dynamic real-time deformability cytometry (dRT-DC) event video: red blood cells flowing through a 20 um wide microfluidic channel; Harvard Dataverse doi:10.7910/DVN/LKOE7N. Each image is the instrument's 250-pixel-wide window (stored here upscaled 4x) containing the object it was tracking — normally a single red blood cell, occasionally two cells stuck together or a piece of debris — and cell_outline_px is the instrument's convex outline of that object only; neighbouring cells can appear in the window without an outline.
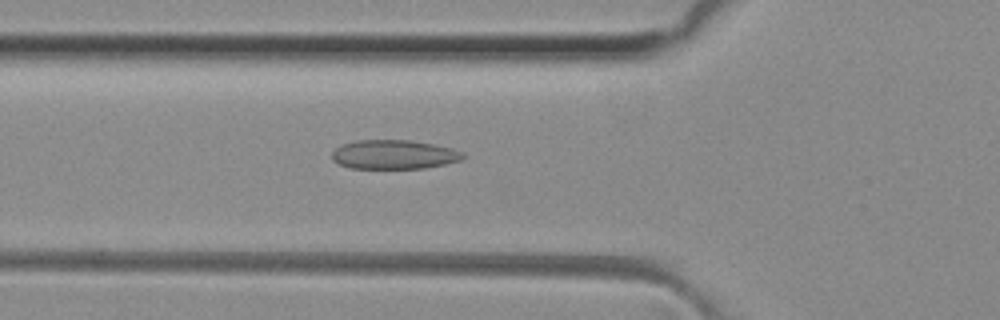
{"species": "common noctule bat (a hibernating species)", "species_latin": "Nyctalus noctula", "temperature_condition": "room temperature", "stored_images_in_passage": 50, "camera_frame_rate_fps": 3000, "um_per_image_px": 0.085, "animal": {"sex": "female", "body_mass_g": 29.2, "forearm_length_mm": 56.3}, "frame": {"image": 1, "passage_image": 17, "time_ms": 5.333, "image_size_px": [1000, 320], "cell_outline_px": [[464, 156], [460, 160], [444, 164], [424, 168], [348, 168], [332, 160], [332, 152], [336, 148], [344, 144], [356, 140], [408, 140], [432, 144], [452, 148], [464, 152]], "centroid_in_image_um": [33.47, 13.13], "position_along_channel_um": 92.3, "area_um2": 22.08}}
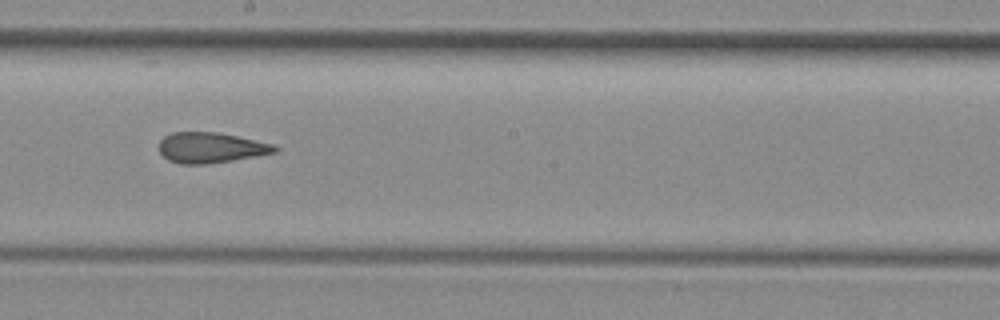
{"frame": {"image": 2, "passage_image": 27, "time_ms": 8.667, "image_size_px": [1000, 320], "cell_outline_px": [[280, 148], [276, 152], [256, 156], [208, 164], [180, 164], [168, 160], [160, 152], [160, 140], [164, 136], [172, 132], [216, 132], [276, 144]], "centroid_in_image_um": [17.94, 12.55], "position_along_channel_um": 230.3, "area_um2": 20.58}}
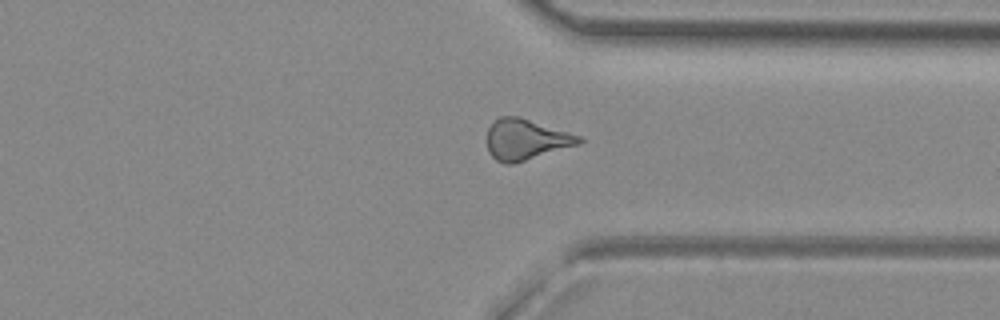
{"frame": {"image": 3, "passage_image": 37, "time_ms": 12.0, "image_size_px": [1000, 320], "cell_outline_px": [[584, 140], [580, 144], [512, 164], [504, 164], [496, 160], [488, 152], [488, 128], [500, 116], [520, 116], [580, 136]], "centroid_in_image_um": [44.7, 11.86], "position_along_channel_um": 366.7, "area_um2": 21.68}, "authors_computed_cell_mechanics": {"area_um2": 21.6461, "velocity_mm_per_s": 4.1245, "shape_relaxation_time_tau1_ms": null, "shape_relaxation_time_tau2_ms": 2.3781, "deformation_change_tau1": null, "deformation_change_tau2": 0.1108}}